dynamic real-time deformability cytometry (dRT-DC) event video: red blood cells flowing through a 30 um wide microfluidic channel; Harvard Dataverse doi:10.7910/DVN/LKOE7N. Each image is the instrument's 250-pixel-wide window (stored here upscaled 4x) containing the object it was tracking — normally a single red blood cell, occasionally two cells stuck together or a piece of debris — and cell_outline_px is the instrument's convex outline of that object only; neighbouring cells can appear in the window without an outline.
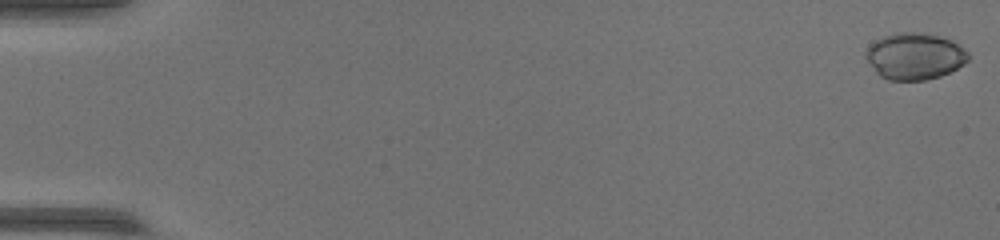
{"species": "common noctule bat (a hibernating species)", "species_latin": "Nyctalus noctula", "temperature_condition": "warm", "stored_images_in_passage": 53, "camera_frame_rate_fps": 3000, "um_per_image_px": 0.085, "animal": {"sex": "female", "body_mass_g": 17.0, "forearm_length_mm": 48.0}, "frame": {"image": 1, "passage_image": 1, "time_ms": 0.0, "image_size_px": [1000, 240], "cell_outline_px": [[968, 60], [964, 64], [940, 76], [924, 80], [888, 80], [880, 76], [876, 72], [864, 56], [864, 52], [876, 40], [884, 36], [896, 32], [924, 32], [940, 36], [952, 40], [968, 52]], "centroid_in_image_um": [77.74, 4.77], "position_along_channel_um": 7.3, "area_um2": 27.8}}
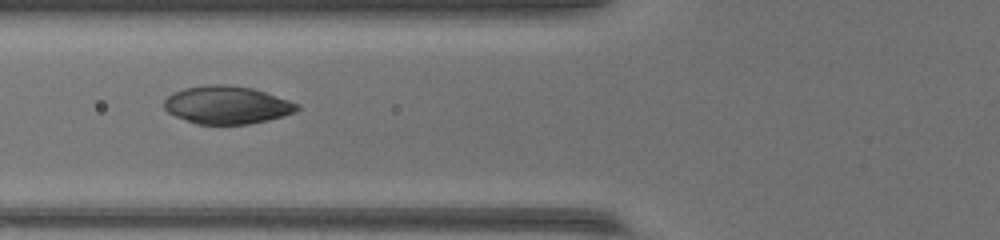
{"frame": {"image": 2, "passage_image": 22, "time_ms": 7.0, "image_size_px": [1000, 240], "cell_outline_px": [[300, 108], [296, 112], [284, 116], [268, 120], [248, 124], [196, 124], [176, 116], [168, 112], [164, 108], [164, 100], [172, 92], [184, 88], [208, 84], [228, 84], [252, 88], [300, 104]], "centroid_in_image_um": [19.29, 8.92], "position_along_channel_um": 106.5, "area_um2": 29.42}}
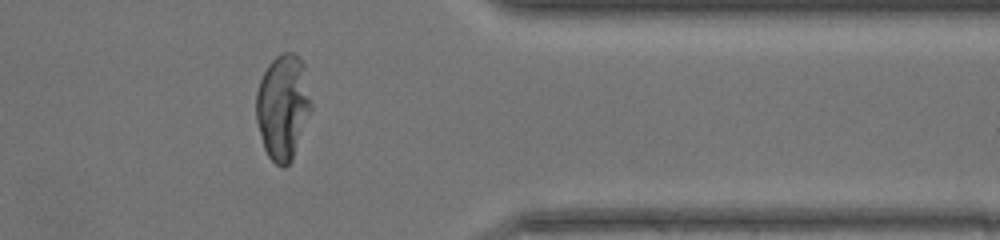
{"frame": {"image": 3, "passage_image": 44, "time_ms": 14.333, "image_size_px": [1000, 240], "cell_outline_px": [[312, 108], [292, 160], [284, 168], [276, 164], [268, 156], [264, 148], [256, 120], [256, 92], [260, 80], [268, 64], [276, 56], [284, 52], [292, 52], [300, 56], [304, 64], [312, 104]], "centroid_in_image_um": [24.05, 9.07], "position_along_channel_um": 387.3, "area_um2": 33.87}}